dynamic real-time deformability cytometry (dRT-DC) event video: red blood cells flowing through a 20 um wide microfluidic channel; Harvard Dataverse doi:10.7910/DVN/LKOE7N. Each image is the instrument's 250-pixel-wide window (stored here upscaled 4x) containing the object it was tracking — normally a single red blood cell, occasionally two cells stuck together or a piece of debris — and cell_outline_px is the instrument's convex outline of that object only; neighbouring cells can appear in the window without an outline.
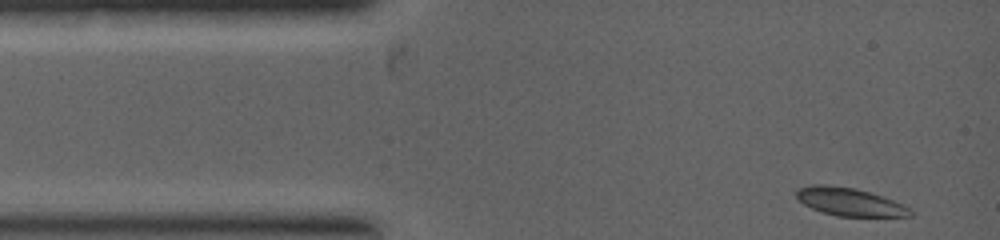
{"species": "common noctule bat (a hibernating species)", "species_latin": "Nyctalus noctula", "temperature_condition": "warm", "stored_images_in_passage": 36, "camera_frame_rate_fps": 5000, "um_per_image_px": 0.085, "animal": {"sex": "female", "body_mass_g": 19.0, "forearm_length_mm": 53.3}, "frame": {"image": 1, "passage_image": 1, "time_ms": 0.0, "image_size_px": [1000, 240], "cell_outline_px": [[912, 216], [836, 216], [812, 208], [804, 204], [796, 196], [796, 192], [800, 188], [812, 184], [824, 184], [856, 188], [892, 200], [908, 208], [912, 212]], "centroid_in_image_um": [72.18, 17.15], "position_along_channel_um": 12.8, "area_um2": 18.15}}
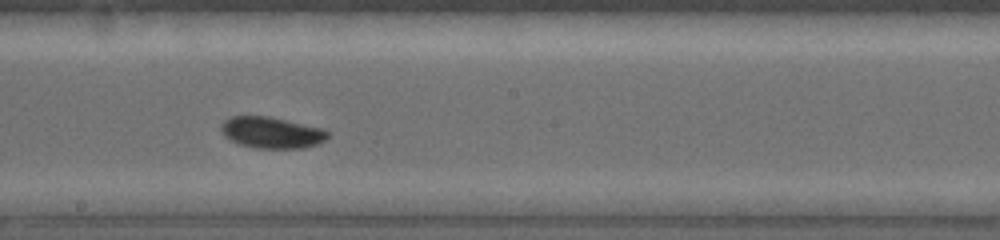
{"frame": {"image": 2, "passage_image": 21, "time_ms": 4.0, "image_size_px": [1000, 240], "cell_outline_px": [[328, 136], [324, 140], [316, 144], [304, 148], [256, 148], [240, 144], [224, 136], [220, 128], [220, 124], [224, 120], [232, 116], [268, 116], [320, 128], [328, 132]], "centroid_in_image_um": [23.03, 11.27], "position_along_channel_um": 225.2, "area_um2": 19.19}}
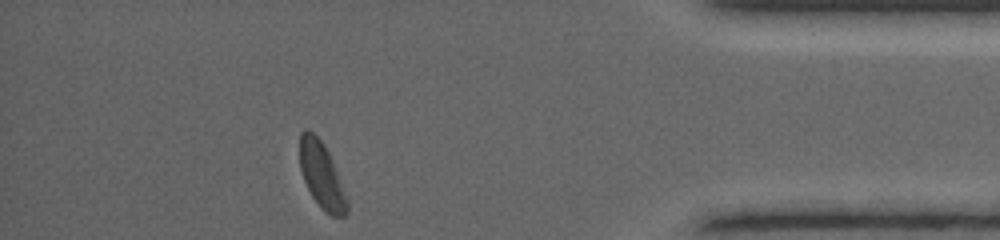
{"frame": {"image": 3, "passage_image": 36, "time_ms": 7.2, "image_size_px": [1000, 240], "cell_outline_px": [[348, 212], [344, 216], [332, 216], [312, 196], [304, 180], [300, 168], [300, 132], [304, 128], [308, 128], [324, 144], [332, 160], [348, 200]], "centroid_in_image_um": [27.34, 14.86], "position_along_channel_um": 407.9, "area_um2": 17.8}}